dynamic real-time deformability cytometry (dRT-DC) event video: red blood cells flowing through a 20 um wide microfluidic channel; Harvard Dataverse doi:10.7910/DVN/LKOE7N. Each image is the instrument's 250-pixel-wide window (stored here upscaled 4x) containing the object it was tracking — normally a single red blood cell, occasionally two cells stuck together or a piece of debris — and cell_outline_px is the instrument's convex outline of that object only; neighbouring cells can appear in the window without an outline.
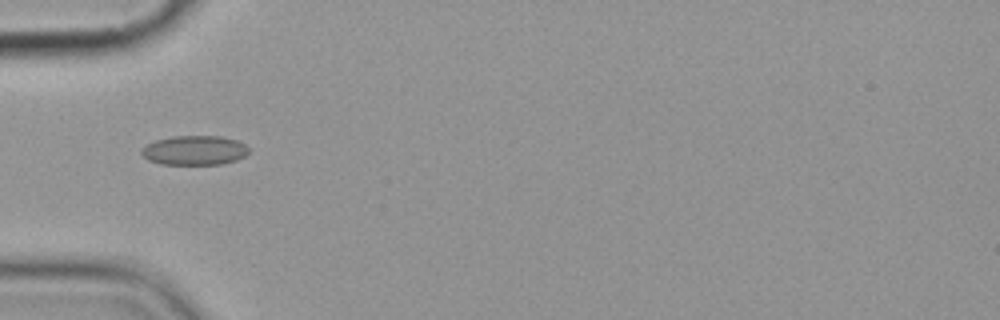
{"species": "common noctule bat (a hibernating species)", "species_latin": "Nyctalus noctula", "temperature_condition": "cold", "stored_images_in_passage": 11, "camera_frame_rate_fps": 3000, "um_per_image_px": 0.085, "animal": {"sex": "female", "body_mass_g": 19.9}, "frame": {"image": 1, "passage_image": 5, "time_ms": 5.333, "image_size_px": [1000, 320], "cell_outline_px": [[248, 152], [244, 156], [236, 160], [220, 164], [160, 164], [148, 160], [140, 152], [140, 148], [156, 140], [172, 136], [220, 136], [236, 140], [244, 144], [248, 148]], "centroid_in_image_um": [16.5, 12.77], "position_along_channel_um": 68.5, "area_um2": 18.32}}
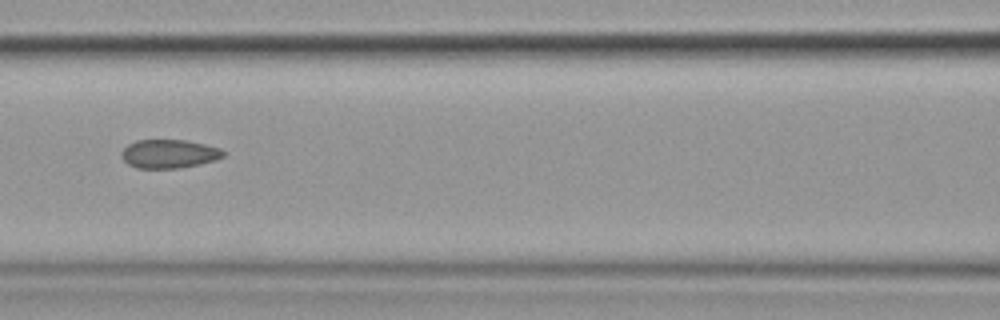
{"frame": {"image": 2, "passage_image": 7, "time_ms": 7.667, "image_size_px": [1000, 320], "cell_outline_px": [[228, 152], [224, 156], [216, 160], [200, 164], [180, 168], [136, 168], [128, 164], [120, 156], [120, 152], [128, 144], [136, 140], [184, 140], [204, 144], [220, 148]], "centroid_in_image_um": [14.38, 13.08], "position_along_channel_um": 152.2, "area_um2": 17.17}}
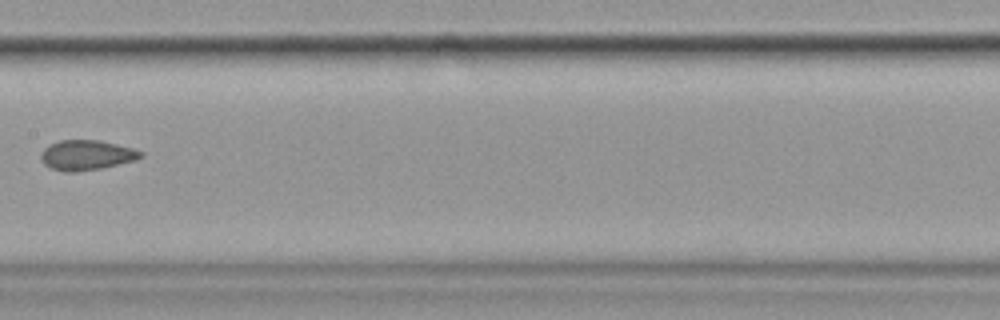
{"frame": {"image": 3, "passage_image": 8, "time_ms": 9.0, "image_size_px": [1000, 320], "cell_outline_px": [[144, 156], [136, 160], [100, 168], [76, 172], [64, 172], [52, 168], [44, 164], [40, 160], [40, 152], [48, 144], [60, 140], [100, 140], [132, 148], [144, 152]], "centroid_in_image_um": [7.33, 13.18], "position_along_channel_um": 200.1, "area_um2": 17.57}}